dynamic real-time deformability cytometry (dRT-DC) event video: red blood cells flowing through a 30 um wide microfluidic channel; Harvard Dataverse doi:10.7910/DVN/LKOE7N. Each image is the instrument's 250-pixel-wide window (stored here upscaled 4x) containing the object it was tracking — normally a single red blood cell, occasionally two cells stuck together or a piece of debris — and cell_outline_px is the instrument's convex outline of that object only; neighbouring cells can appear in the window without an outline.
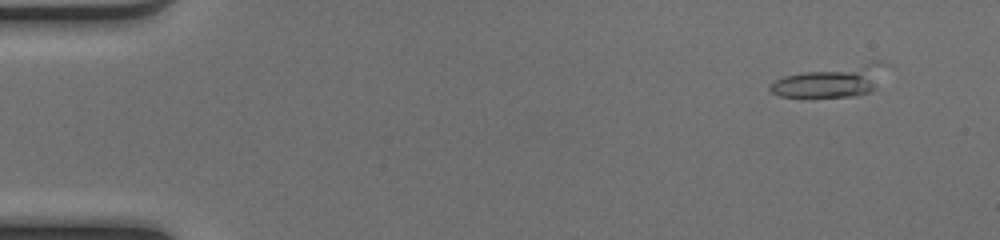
{"species": "common noctule bat (a hibernating species)", "species_latin": "Nyctalus noctula", "temperature_condition": "cold", "stored_images_in_passage": 16, "camera_frame_rate_fps": 3000, "um_per_image_px": 0.085, "animal": {"sex": "female", "body_mass_g": 17.0, "forearm_length_mm": 48.0}, "frame": {"image": 1, "passage_image": 4, "time_ms": 1.0, "image_size_px": [1000, 240], "cell_outline_px": [[876, 88], [868, 92], [856, 96], [780, 96], [772, 92], [768, 88], [776, 80], [784, 76], [804, 72], [864, 72]], "centroid_in_image_um": [69.94, 7.18], "position_along_channel_um": 15.1, "area_um2": 15.9}}
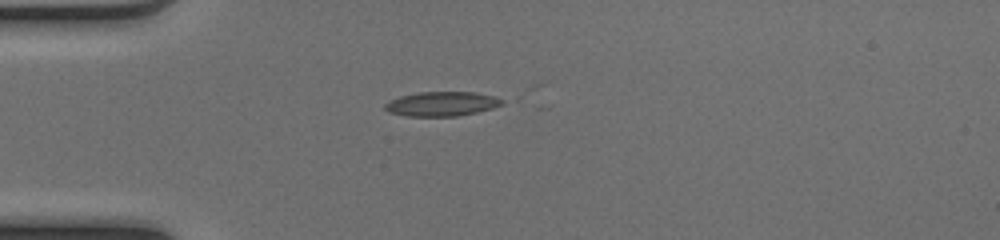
{"frame": {"image": 2, "passage_image": 14, "time_ms": 4.333, "image_size_px": [1000, 240], "cell_outline_px": [[504, 104], [492, 108], [476, 112], [456, 116], [404, 116], [388, 112], [384, 108], [384, 104], [388, 100], [400, 96], [420, 92], [476, 92], [496, 96], [504, 100]], "centroid_in_image_um": [37.54, 8.82], "position_along_channel_um": 47.5, "area_um2": 16.82}}